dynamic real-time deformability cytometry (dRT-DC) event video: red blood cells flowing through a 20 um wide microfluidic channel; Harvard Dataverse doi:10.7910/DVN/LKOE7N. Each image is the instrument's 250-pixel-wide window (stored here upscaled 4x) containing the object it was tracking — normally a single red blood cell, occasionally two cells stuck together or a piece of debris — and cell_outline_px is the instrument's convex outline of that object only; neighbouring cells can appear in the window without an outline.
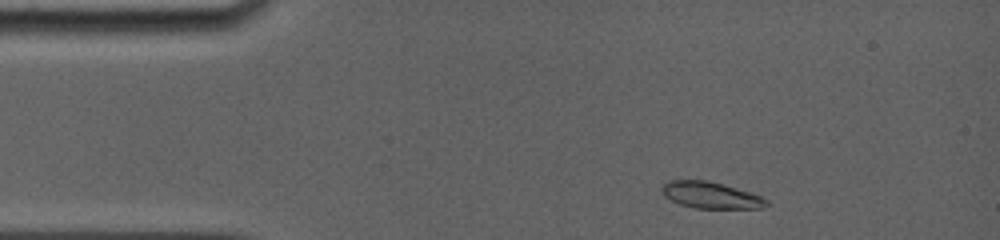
{"species": "common noctule bat (a hibernating species)", "species_latin": "Nyctalus noctula", "temperature_condition": "room temperature", "stored_images_in_passage": 67, "camera_frame_rate_fps": 5000, "um_per_image_px": 0.085, "animal": {"sex": "female", "body_mass_g": 19.0, "forearm_length_mm": 56.7}, "frame": {"image": 1, "passage_image": 3, "time_ms": 0.4, "image_size_px": [1000, 240], "cell_outline_px": [[768, 204], [764, 208], [696, 208], [680, 204], [664, 196], [660, 188], [668, 180], [708, 180], [736, 188], [760, 196], [768, 200]], "centroid_in_image_um": [60.39, 16.58], "position_along_channel_um": 24.6, "area_um2": 16.01}}
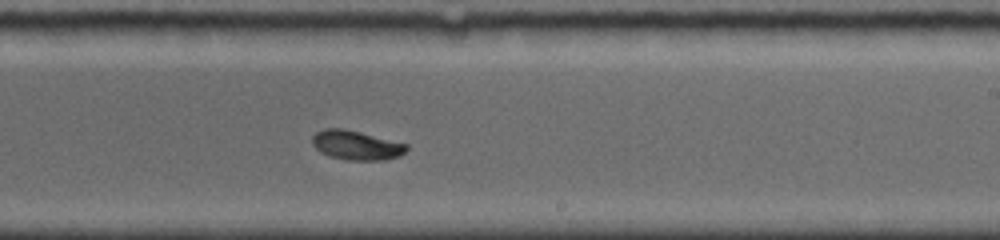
{"frame": {"image": 2, "passage_image": 41, "time_ms": 8.0, "image_size_px": [1000, 240], "cell_outline_px": [[408, 148], [400, 156], [388, 160], [348, 160], [332, 156], [320, 152], [312, 144], [312, 136], [316, 132], [324, 128], [344, 128], [408, 144]], "centroid_in_image_um": [30.29, 12.34], "position_along_channel_um": 258.7, "area_um2": 16.13}}
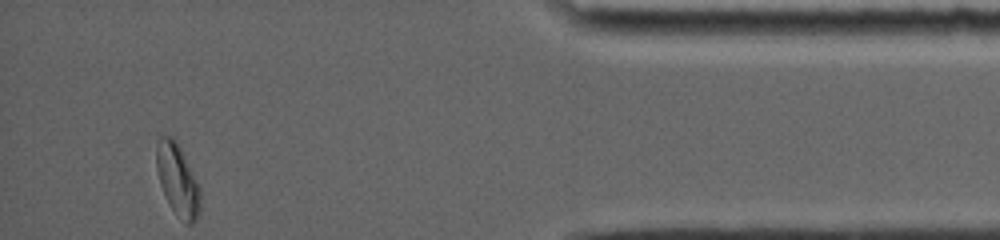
{"frame": {"image": 3, "passage_image": 67, "time_ms": 13.2, "image_size_px": [1000, 240], "cell_outline_px": [[200, 208], [196, 220], [192, 224], [184, 224], [172, 208], [160, 184], [156, 168], [156, 140], [160, 136], [172, 136], [176, 140], [200, 188]], "centroid_in_image_um": [15.08, 15.28], "position_along_channel_um": 420.1, "area_um2": 18.15}, "authors_computed_cell_mechanics": {"area_um2": 16.2996, "velocity_mm_per_s": 3.8359, "shape_relaxation_time_tau1_ms": 2.6192, "shape_relaxation_time_tau2_ms": 5.0657, "deformation_change_tau1": 0.1416, "deformation_change_tau2": 0.0403}}